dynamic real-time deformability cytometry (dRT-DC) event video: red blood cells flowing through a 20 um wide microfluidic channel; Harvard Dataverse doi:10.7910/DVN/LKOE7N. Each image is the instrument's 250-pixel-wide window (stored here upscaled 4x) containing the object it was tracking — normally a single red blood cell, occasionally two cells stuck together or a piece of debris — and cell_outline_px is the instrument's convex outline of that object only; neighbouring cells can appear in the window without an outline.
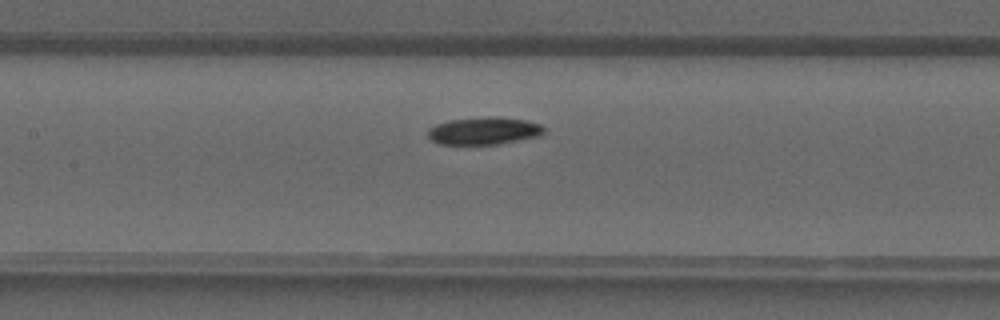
{"species": "common noctule bat (a hibernating species)", "species_latin": "Nyctalus noctula", "temperature_condition": "warm", "stored_images_in_passage": 25, "camera_frame_rate_fps": 3000, "um_per_image_px": 0.085, "animal": {"sex": "male", "forearm_length_mm": 52.5}, "frame": {"image": 1, "passage_image": 8, "time_ms": 2.333, "image_size_px": [1000, 320], "cell_outline_px": [[544, 132], [540, 136], [496, 144], [440, 144], [432, 140], [428, 136], [428, 128], [436, 124], [448, 120], [488, 116], [496, 116], [528, 120], [540, 124], [544, 128]], "centroid_in_image_um": [41.14, 11.1], "position_along_channel_um": 166.3, "area_um2": 18.67}}
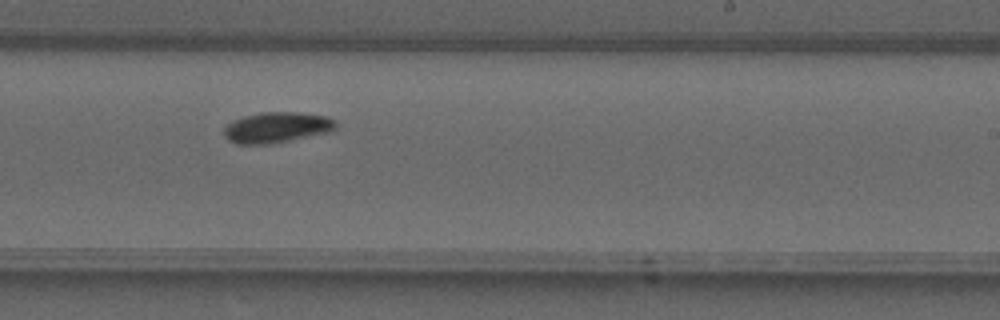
{"frame": {"image": 2, "passage_image": 14, "time_ms": 4.333, "image_size_px": [1000, 320], "cell_outline_px": [[336, 128], [332, 132], [268, 144], [236, 144], [228, 140], [224, 136], [224, 128], [228, 124], [244, 116], [260, 112], [300, 112], [328, 116], [336, 120]], "centroid_in_image_um": [23.57, 10.83], "position_along_channel_um": 265.4, "area_um2": 20.11}}
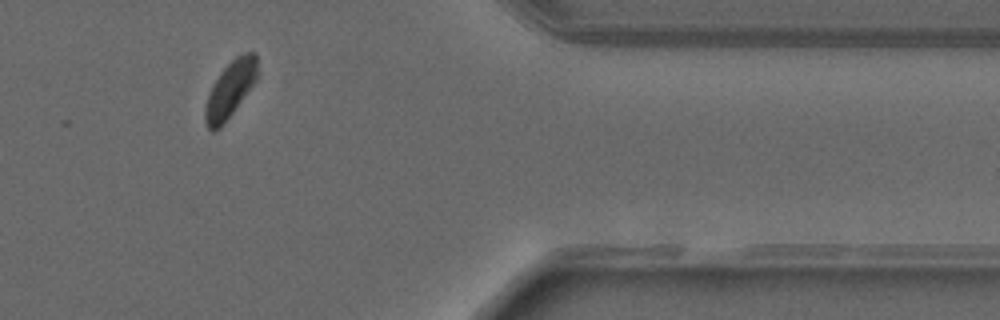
{"frame": {"image": 3, "passage_image": 23, "time_ms": 7.333, "image_size_px": [1000, 320], "cell_outline_px": [[260, 72], [256, 80], [224, 124], [220, 128], [212, 132], [208, 128], [204, 120], [204, 112], [208, 96], [220, 72], [236, 56], [244, 52], [256, 52]], "centroid_in_image_um": [19.61, 7.57], "position_along_channel_um": 391.8, "area_um2": 17.17}}